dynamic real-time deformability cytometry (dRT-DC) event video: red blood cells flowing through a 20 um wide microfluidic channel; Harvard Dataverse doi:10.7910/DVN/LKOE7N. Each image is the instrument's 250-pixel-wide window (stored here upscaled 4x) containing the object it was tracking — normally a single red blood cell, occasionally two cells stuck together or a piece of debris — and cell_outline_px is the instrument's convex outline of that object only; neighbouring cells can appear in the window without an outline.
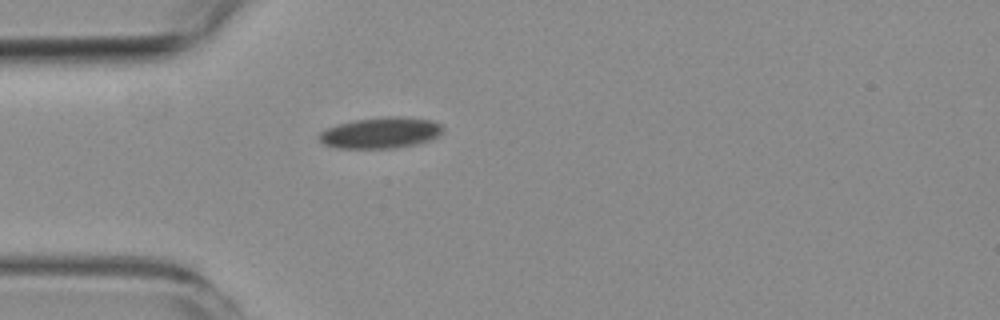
{"species": "common noctule bat (a hibernating species)", "species_latin": "Nyctalus noctula", "temperature_condition": "room temperature", "stored_images_in_passage": 5, "camera_frame_rate_fps": 3000, "um_per_image_px": 0.085, "animal": {"sex": "female", "body_mass_g": 19.3, "forearm_length_mm": 54.1}, "frame": {"image": 1, "passage_image": 5, "time_ms": 5.333, "image_size_px": [1000, 320], "cell_outline_px": [[444, 132], [440, 136], [432, 140], [416, 144], [396, 148], [336, 148], [324, 144], [320, 140], [320, 132], [336, 124], [356, 120], [388, 116], [400, 116], [432, 120], [440, 124], [444, 128]], "centroid_in_image_um": [32.42, 11.29], "position_along_channel_um": 52.6, "area_um2": 22.54}}